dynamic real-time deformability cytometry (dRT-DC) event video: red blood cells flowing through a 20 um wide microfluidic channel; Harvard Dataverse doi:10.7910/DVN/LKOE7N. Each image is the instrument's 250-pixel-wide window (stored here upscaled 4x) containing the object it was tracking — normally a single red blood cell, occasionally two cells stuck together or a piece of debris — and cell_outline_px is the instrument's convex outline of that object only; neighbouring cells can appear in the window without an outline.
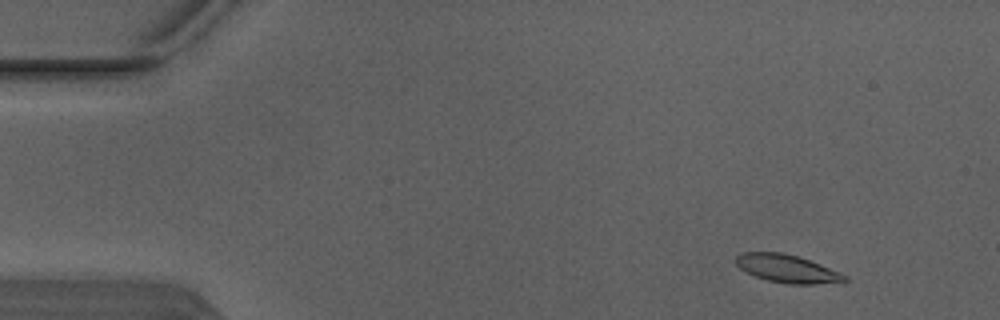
{"species": "Egyptian fruit bat (a non-hibernating species)", "species_latin": "Rousettus aegyptiacus", "temperature_condition": "warm", "stored_images_in_passage": 2, "camera_frame_rate_fps": 3000, "um_per_image_px": 0.085, "animal": {"sex": "male"}, "frame": {"image": 1, "passage_image": 2, "time_ms": 0.333, "image_size_px": [1000, 320], "cell_outline_px": [[848, 280], [816, 284], [788, 284], [768, 280], [756, 276], [740, 268], [736, 264], [736, 256], [744, 252], [784, 252], [820, 264], [848, 276]], "centroid_in_image_um": [66.89, 22.83], "position_along_channel_um": 18.1, "area_um2": 17.4}}